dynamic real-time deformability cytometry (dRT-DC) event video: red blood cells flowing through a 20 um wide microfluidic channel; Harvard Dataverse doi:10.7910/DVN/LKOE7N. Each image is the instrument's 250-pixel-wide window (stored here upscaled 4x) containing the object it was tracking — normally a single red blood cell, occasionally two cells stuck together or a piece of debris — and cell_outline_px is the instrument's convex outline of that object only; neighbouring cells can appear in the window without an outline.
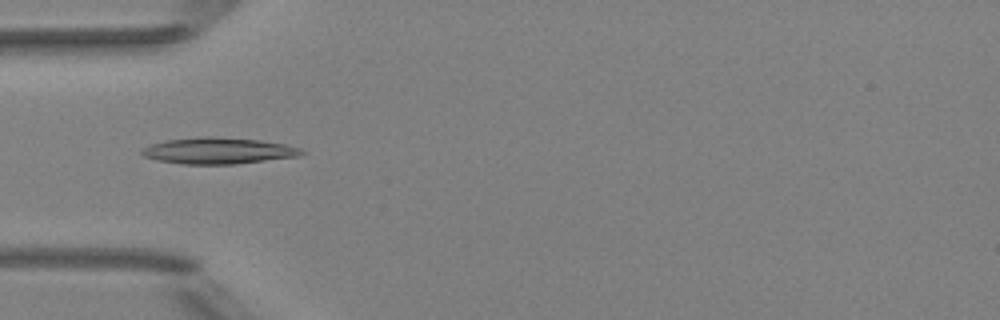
{"species": "Egyptian fruit bat (a non-hibernating species)", "species_latin": "Rousettus aegyptiacus", "temperature_condition": "room temperature", "stored_images_in_passage": 3, "camera_frame_rate_fps": 3000, "um_per_image_px": 0.085, "animal": {"sex": "female"}, "frame": {"image": 1, "passage_image": 3, "time_ms": 0.667, "image_size_px": [1000, 320], "cell_outline_px": [[308, 152], [300, 156], [232, 164], [180, 164], [156, 160], [144, 156], [140, 152], [144, 148], [152, 144], [168, 140], [200, 136], [208, 136], [260, 140], [284, 144], [300, 148]], "centroid_in_image_um": [18.57, 12.81], "position_along_channel_um": 66.4, "area_um2": 24.39}}